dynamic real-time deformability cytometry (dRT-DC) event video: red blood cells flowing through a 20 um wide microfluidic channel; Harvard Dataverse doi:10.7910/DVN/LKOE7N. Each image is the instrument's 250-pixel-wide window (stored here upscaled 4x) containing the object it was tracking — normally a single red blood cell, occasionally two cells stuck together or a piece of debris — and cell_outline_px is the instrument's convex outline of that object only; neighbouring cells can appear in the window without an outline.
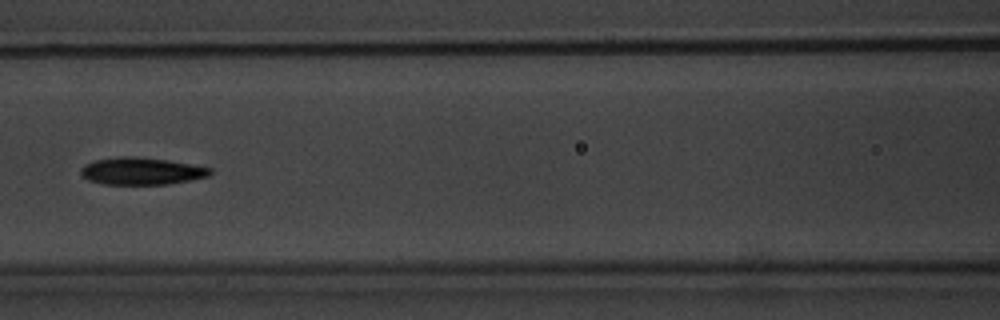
{"species": "common noctule bat (a hibernating species)", "species_latin": "Nyctalus noctula", "temperature_condition": "warm", "stored_images_in_passage": 12, "camera_frame_rate_fps": 3000, "um_per_image_px": 0.085, "animal": {"sex": "male", "body_mass_g": 20.1, "forearm_length_mm": 53.5}, "frame": {"image": 1, "passage_image": 7, "time_ms": 7.0, "image_size_px": [1000, 320], "cell_outline_px": [[212, 172], [208, 176], [168, 184], [104, 184], [88, 180], [80, 176], [80, 168], [84, 164], [96, 160], [124, 156], [132, 156], [168, 160], [212, 168]], "centroid_in_image_um": [11.98, 14.54], "position_along_channel_um": 154.6, "area_um2": 20.4}}
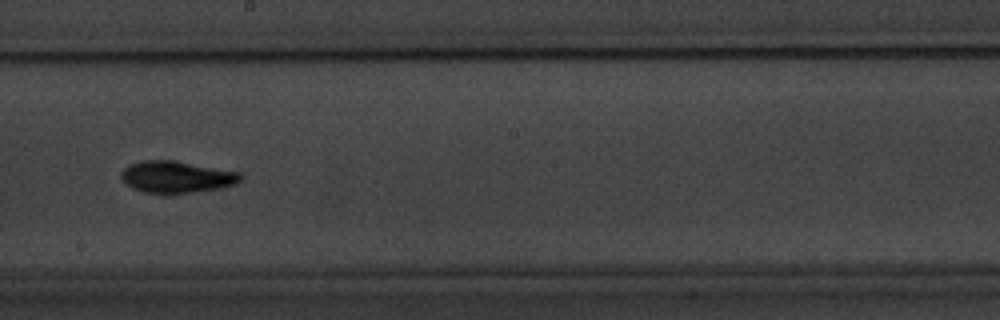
{"frame": {"image": 2, "passage_image": 9, "time_ms": 9.333, "image_size_px": [1000, 320], "cell_outline_px": [[244, 176], [236, 184], [220, 188], [192, 192], [144, 192], [132, 188], [120, 176], [120, 172], [128, 164], [144, 160], [172, 160], [240, 172]], "centroid_in_image_um": [15.01, 15.02], "position_along_channel_um": 233.2, "area_um2": 21.79}}